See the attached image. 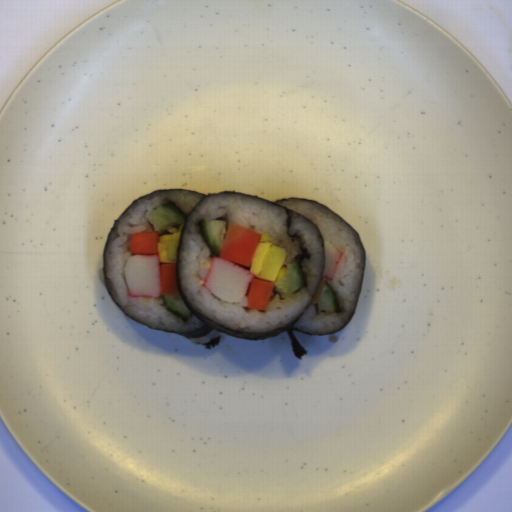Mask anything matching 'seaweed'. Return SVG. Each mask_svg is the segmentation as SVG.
Wrapping results in <instances>:
<instances>
[{
	"mask_svg": "<svg viewBox=\"0 0 512 512\" xmlns=\"http://www.w3.org/2000/svg\"><path fill=\"white\" fill-rule=\"evenodd\" d=\"M194 192V193H197L199 195H202V198L196 203V205L193 207V209L190 211V213L192 211H194L197 206L199 205V203L201 202L202 199L204 198H207L209 196H213V195H217V194H235V195H241V196H247V197H251V198H256V199H260V200H263V201H266V202H269V203H272L282 209H284L285 213H286V218H287V234L289 237H294V238H299V236L297 235V233H295L294 235H291L289 234L288 232V229H289V225L291 223V220H290V217H289V214L290 212H294L296 213L297 215L303 217L302 215H300L299 213L295 212L294 210L286 207V206H283L281 204V201L283 200H308L310 202H313L315 204H318L324 208H327L329 210H331L333 213H335L338 217H340L346 224H348L352 229L353 231L355 232V234L357 235L362 247H363V251H364V258H365V265H364V273H363V279H362V284H361V290H360V294H359V297H358V300H357V304H356V307L350 317V319L345 323V325L337 330V331H334L330 334H309V333H306V332H302V331H299L295 328H293L294 324L302 317L299 316L297 319H295L292 323H290L288 326H285V327H282V328H279V329H276V330H272V331H267V332H263V333H241V332H238V331H234V330H231V329H227V328H224L222 327L221 325L215 323L214 321L210 320L209 318L205 317L204 315L198 313L197 311L194 310V308L192 307V305L189 303V301L187 300V298L185 297V295L183 294L182 290H181V286H180V282H179V273H178V262H179V254H180V248H179V254H178V260H177V266H176V275H177V284H178V289H179V292L184 300V302L186 303V305L188 306V308L190 309L191 313L193 316H196L201 322H202V327H200L199 329H197L196 331L194 332H187V333H174V332H169V331H164V332H169V333H173V334H178V335H181L184 339H188L190 340V338H196V337H202L204 335H207L209 334L210 332H212L213 330H217L218 332H223V333H226L228 335H231L233 337H236V338H239V339H243V340H246V341H257V340H266V339H269L271 337H274L276 336L277 334L279 333H282V332H287L288 335H289V338H290V342H291V346H292V350H293V353L295 354V356L301 361V356L304 355V354H308V351L302 346V344L296 339L295 335H294V332L293 331H297V332H301V333H304V334H307V335H331V334H334L336 332H339V331H342L348 324L349 322L351 321V319L353 318L355 312H356V309L358 307V304H359V301H360V297H361V294H362V291H363V285H364V276H365V268H366V261H367V255H366V249H365V245L360 237V235L356 232V230L349 224V222L344 218L342 217L340 214H338L336 211H334L333 209L327 207L326 205L322 204V203H319L317 201H314V200H311L309 198H306V197H288V198H284V199H281L277 202H273L271 200H268L266 198H263V197H259V196H255V195H251V194H247V193H243V192H239V191H228V192H217V193H212V194H203L201 192H198L196 190H185V189H174V188H160L156 191H153L137 200H135L134 202H132L129 206H127L125 208V210L122 212V214L119 216L118 219H114V223L107 235V239H106V243H105V247H104V251H103V278H104V283L110 293V295L112 296L110 290H109V287H108V283H107V280H106V277H105V267H104V257H105V252H106V247H107V243L113 233V231L115 230V228L117 227L118 223L120 222V220L122 219V217L130 210V208L139 200L141 199H144L154 193H162V192ZM190 213L187 215L186 217V220H185V223L190 215ZM305 218V217H303ZM306 219V218H305ZM185 223H184V226H185ZM184 226L182 228V231H181V239H182V233H183V230H184ZM180 247H181V240H180ZM112 298L114 299V297L112 296ZM114 301L116 302V300L114 299ZM117 304V302H116ZM118 305V304H117ZM119 306V305H118ZM120 307V306H119ZM120 309L124 312V310L120 307ZM125 313V312H124ZM125 315L127 317H129L126 313ZM131 318V317H129ZM132 320L138 322L137 320L131 318ZM139 324H141L142 326L144 327H147L149 329H152V330H158V329H153L149 326H146L140 322H138ZM159 331H163V330H159Z\"/></svg>",
	"mask_w": 512,
	"mask_h": 512,
	"instance_id": "1",
	"label": "seaweed"
},
{
	"mask_svg": "<svg viewBox=\"0 0 512 512\" xmlns=\"http://www.w3.org/2000/svg\"><path fill=\"white\" fill-rule=\"evenodd\" d=\"M220 341H221V337L219 335L218 337L214 338L210 342L204 343V347H205V349H208V350L209 349H213V348H215L216 346L219 345Z\"/></svg>",
	"mask_w": 512,
	"mask_h": 512,
	"instance_id": "3",
	"label": "seaweed"
},
{
	"mask_svg": "<svg viewBox=\"0 0 512 512\" xmlns=\"http://www.w3.org/2000/svg\"><path fill=\"white\" fill-rule=\"evenodd\" d=\"M301 254L295 256L293 261H297L300 264V267L302 269L303 261L308 260L311 261V256L308 253L307 247L300 246Z\"/></svg>",
	"mask_w": 512,
	"mask_h": 512,
	"instance_id": "2",
	"label": "seaweed"
}]
</instances>
